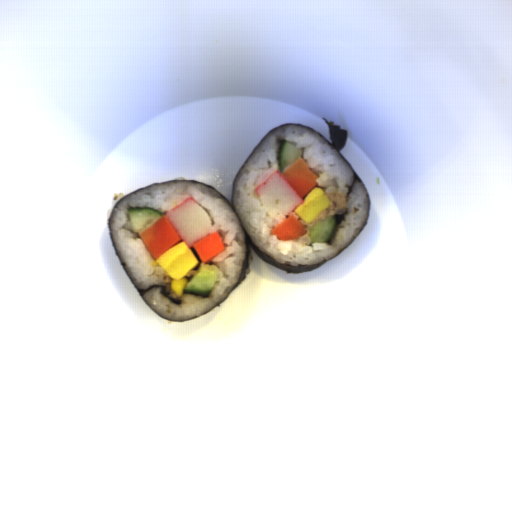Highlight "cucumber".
Segmentation results:
<instances>
[{"instance_id":"obj_2","label":"cucumber","mask_w":512,"mask_h":512,"mask_svg":"<svg viewBox=\"0 0 512 512\" xmlns=\"http://www.w3.org/2000/svg\"><path fill=\"white\" fill-rule=\"evenodd\" d=\"M127 214L132 232L139 233L161 219V211L149 207H128Z\"/></svg>"},{"instance_id":"obj_1","label":"cucumber","mask_w":512,"mask_h":512,"mask_svg":"<svg viewBox=\"0 0 512 512\" xmlns=\"http://www.w3.org/2000/svg\"><path fill=\"white\" fill-rule=\"evenodd\" d=\"M218 279L216 265H201L197 274L183 287L182 292L207 297Z\"/></svg>"},{"instance_id":"obj_4","label":"cucumber","mask_w":512,"mask_h":512,"mask_svg":"<svg viewBox=\"0 0 512 512\" xmlns=\"http://www.w3.org/2000/svg\"><path fill=\"white\" fill-rule=\"evenodd\" d=\"M302 149L289 143L287 140L282 139L279 142V169L280 173L287 169V166L298 158H302Z\"/></svg>"},{"instance_id":"obj_3","label":"cucumber","mask_w":512,"mask_h":512,"mask_svg":"<svg viewBox=\"0 0 512 512\" xmlns=\"http://www.w3.org/2000/svg\"><path fill=\"white\" fill-rule=\"evenodd\" d=\"M337 227L336 216H326L325 220H320L308 230L310 243L318 242L319 244H328L332 239Z\"/></svg>"}]
</instances>
